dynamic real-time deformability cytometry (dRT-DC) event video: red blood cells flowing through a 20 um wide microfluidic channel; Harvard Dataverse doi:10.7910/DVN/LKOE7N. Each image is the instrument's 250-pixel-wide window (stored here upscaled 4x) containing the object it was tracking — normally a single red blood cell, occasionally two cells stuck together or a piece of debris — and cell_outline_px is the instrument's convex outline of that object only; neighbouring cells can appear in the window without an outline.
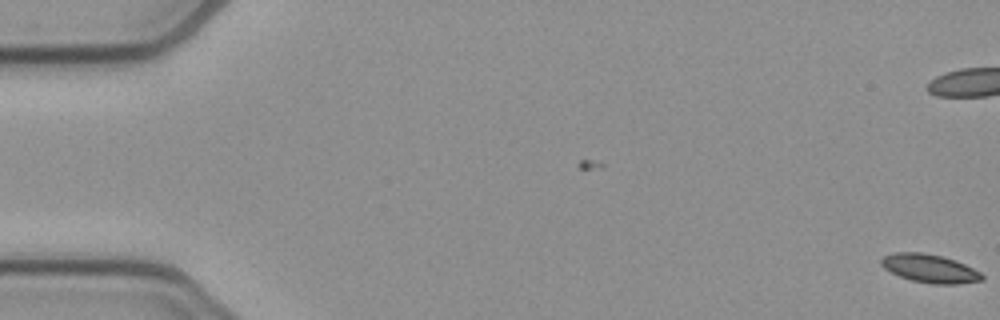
{"species": "common noctule bat (a hibernating species)", "species_latin": "Nyctalus noctula", "temperature_condition": "cold", "stored_images_in_passage": 4, "camera_frame_rate_fps": 3000, "um_per_image_px": 0.085, "animal": {"sex": "female", "body_mass_g": 21.9}, "frame": {"image": 1, "passage_image": 4, "time_ms": 1.0, "image_size_px": [1000, 320], "cell_outline_px": [[984, 280], [956, 284], [932, 284], [912, 280], [900, 276], [884, 268], [880, 264], [880, 260], [884, 256], [896, 252], [924, 252], [956, 260], [980, 272], [984, 276]], "centroid_in_image_um": [79.03, 22.82], "position_along_channel_um": 6.0, "area_um2": 16.59}}